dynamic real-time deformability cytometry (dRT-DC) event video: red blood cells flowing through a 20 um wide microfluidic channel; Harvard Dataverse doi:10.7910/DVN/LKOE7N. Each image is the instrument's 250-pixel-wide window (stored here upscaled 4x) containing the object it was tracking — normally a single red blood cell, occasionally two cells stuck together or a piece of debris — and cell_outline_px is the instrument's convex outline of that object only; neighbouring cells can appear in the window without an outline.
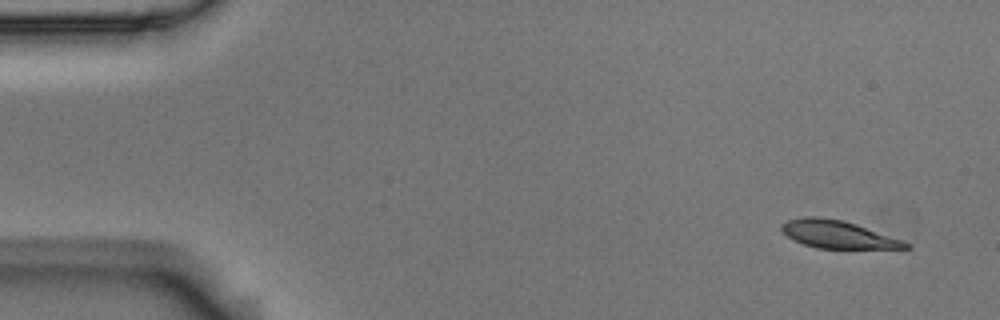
{"species": "Egyptian fruit bat (a non-hibernating species)", "species_latin": "Rousettus aegyptiacus", "temperature_condition": "room temperature", "stored_images_in_passage": 6, "camera_frame_rate_fps": 3000, "um_per_image_px": 0.085, "animal": {"sex": "male"}, "frame": {"image": 1, "passage_image": 1, "time_ms": 0.0, "image_size_px": [1000, 320], "cell_outline_px": [[912, 248], [816, 248], [792, 240], [780, 228], [780, 224], [788, 220], [804, 216], [816, 216], [840, 220], [856, 224], [912, 244]], "centroid_in_image_um": [71.17, 19.92], "position_along_channel_um": 13.8, "area_um2": 19.71}}
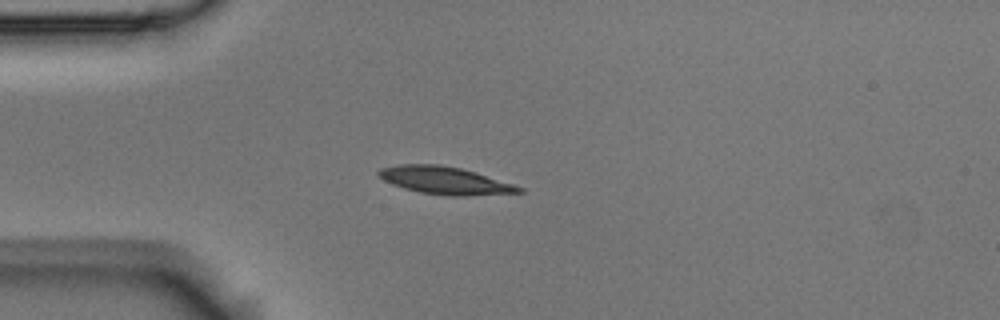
{"frame": {"image": 2, "passage_image": 4, "time_ms": 1.0, "image_size_px": [1000, 320], "cell_outline_px": [[524, 192], [464, 196], [448, 196], [420, 192], [404, 188], [392, 184], [376, 176], [376, 172], [380, 168], [400, 164], [440, 164], [460, 168], [476, 172], [524, 188]], "centroid_in_image_um": [37.78, 15.33], "position_along_channel_um": 47.2, "area_um2": 22.54}}
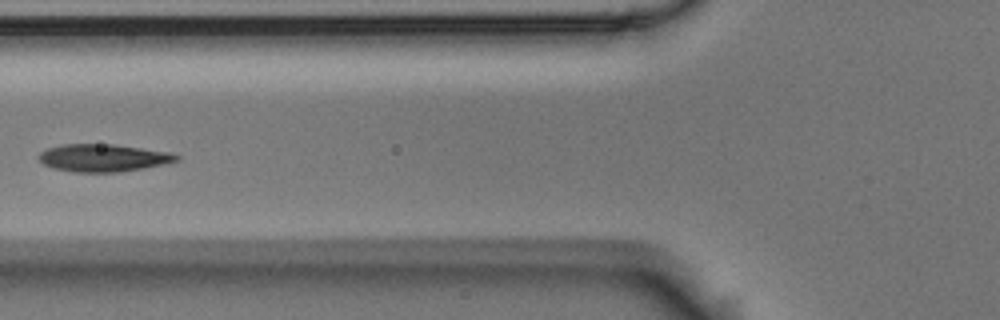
{"frame": {"image": 3, "passage_image": 6, "time_ms": 1.667, "image_size_px": [1000, 320], "cell_outline_px": [[180, 160], [164, 164], [144, 168], [120, 172], [72, 172], [56, 168], [44, 164], [36, 156], [40, 152], [48, 148], [64, 144], [112, 144], [172, 152], [180, 156]], "centroid_in_image_um": [8.81, 13.41], "position_along_channel_um": 117.0, "area_um2": 22.14}}